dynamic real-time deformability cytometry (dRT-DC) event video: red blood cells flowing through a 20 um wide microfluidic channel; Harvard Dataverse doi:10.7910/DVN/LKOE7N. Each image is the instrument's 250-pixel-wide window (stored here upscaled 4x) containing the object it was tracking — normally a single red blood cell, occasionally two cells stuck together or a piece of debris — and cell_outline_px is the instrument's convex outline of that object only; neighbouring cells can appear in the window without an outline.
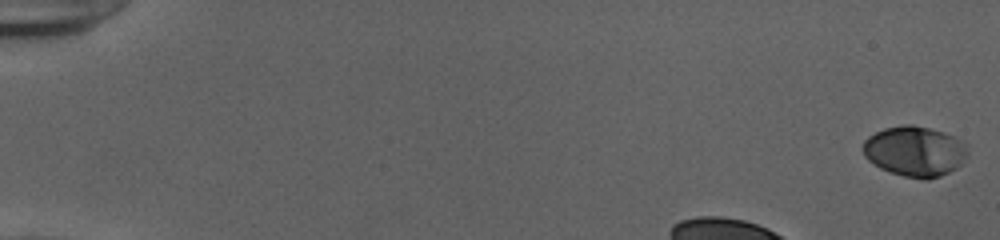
{"species": "human", "species_latin": "Homo sapiens", "temperature_condition": "cold", "stored_images_in_passage": 40, "camera_frame_rate_fps": 3000, "um_per_image_px": 0.085, "donor": {"sex": "female"}, "frame": {"image": 1, "passage_image": 1, "time_ms": 0.0, "image_size_px": [1000, 240], "cell_outline_px": [[968, 152], [960, 164], [956, 168], [940, 176], [928, 180], [924, 180], [904, 176], [880, 168], [868, 160], [864, 156], [864, 140], [868, 136], [884, 128], [904, 124], [912, 124], [944, 132], [968, 144]], "centroid_in_image_um": [77.76, 12.85], "position_along_channel_um": 7.2, "area_um2": 30.63}}
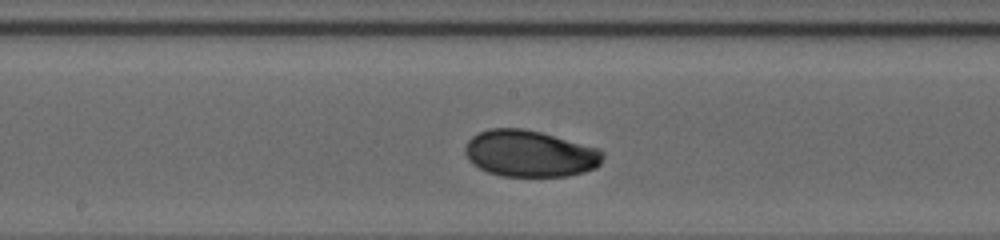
{"frame": {"image": 2, "passage_image": 24, "time_ms": 7.667, "image_size_px": [1000, 240], "cell_outline_px": [[604, 156], [600, 164], [596, 168], [584, 172], [568, 176], [500, 176], [488, 172], [472, 164], [468, 160], [464, 152], [464, 148], [468, 140], [472, 136], [488, 128], [524, 128], [540, 132], [600, 148], [604, 152]], "centroid_in_image_um": [45.04, 13.05], "position_along_channel_um": 203.2, "area_um2": 37.69}}
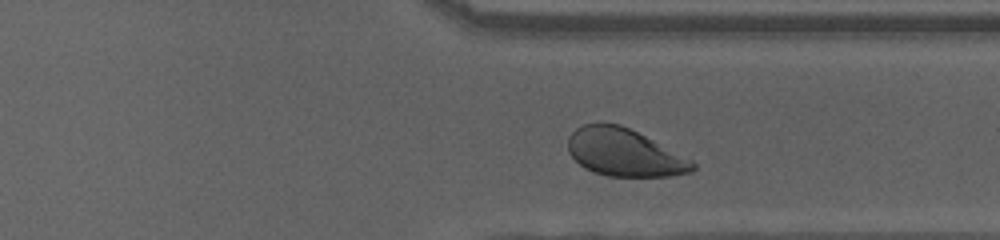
{"frame": {"image": 3, "passage_image": 36, "time_ms": 11.667, "image_size_px": [1000, 240], "cell_outline_px": [[696, 168], [692, 172], [668, 176], [608, 176], [584, 168], [568, 152], [568, 140], [572, 132], [576, 128], [584, 124], [620, 124], [692, 160], [696, 164]], "centroid_in_image_um": [53.06, 12.98], "position_along_channel_um": 358.3, "area_um2": 33.93}, "authors_computed_cell_mechanics": {"area_um2": 36.1539, "velocity_mm_per_s": 3.885, "shape_relaxation_time_tau1_ms": 3.4096, "shape_relaxation_time_tau2_ms": null, "deformation_change_tau1": 0.1298, "deformation_change_tau2": null}}